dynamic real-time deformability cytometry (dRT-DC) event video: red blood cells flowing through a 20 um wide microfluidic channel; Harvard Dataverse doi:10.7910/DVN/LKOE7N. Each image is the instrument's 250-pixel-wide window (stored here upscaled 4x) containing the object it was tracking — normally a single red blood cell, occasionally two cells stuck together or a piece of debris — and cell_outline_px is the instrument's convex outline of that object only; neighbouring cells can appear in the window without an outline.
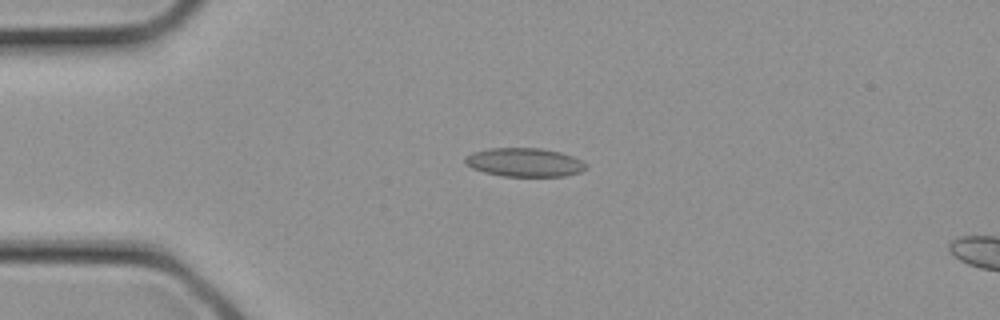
{"species": "common noctule bat (a hibernating species)", "species_latin": "Nyctalus noctula", "temperature_condition": "cold", "stored_images_in_passage": 9, "camera_frame_rate_fps": 3000, "um_per_image_px": 0.085, "animal": {"sex": "female", "body_mass_g": 21.9}, "frame": {"image": 1, "passage_image": 7, "time_ms": 2.0, "image_size_px": [1000, 320], "cell_outline_px": [[588, 168], [580, 172], [564, 176], [500, 176], [484, 172], [472, 168], [464, 160], [464, 156], [472, 152], [488, 148], [540, 148], [560, 152], [572, 156], [588, 164]], "centroid_in_image_um": [44.58, 13.8], "position_along_channel_um": 40.4, "area_um2": 20.29}}